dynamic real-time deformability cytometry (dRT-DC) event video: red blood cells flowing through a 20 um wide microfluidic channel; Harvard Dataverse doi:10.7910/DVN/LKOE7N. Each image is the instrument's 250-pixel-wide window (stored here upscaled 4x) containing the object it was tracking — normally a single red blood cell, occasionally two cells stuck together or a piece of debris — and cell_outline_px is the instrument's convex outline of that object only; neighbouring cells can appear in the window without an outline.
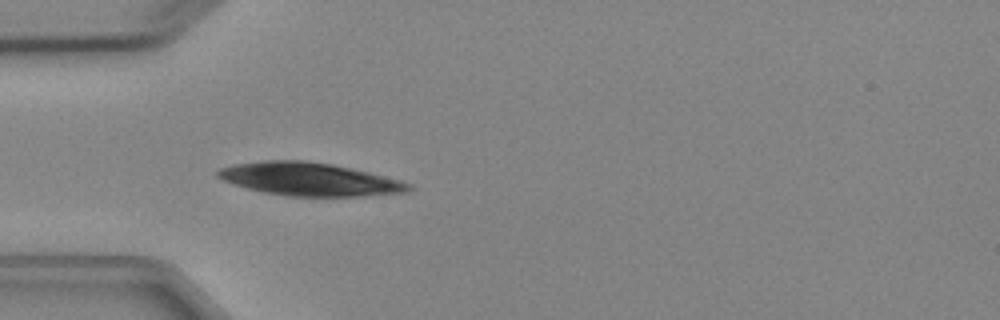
{"species": "Egyptian fruit bat (a non-hibernating species)", "species_latin": "Rousettus aegyptiacus", "temperature_condition": "cold", "stored_images_in_passage": 1, "camera_frame_rate_fps": 3000, "um_per_image_px": 0.085, "animal": {"sex": "female"}, "frame": {"image": 1, "passage_image": 1, "time_ms": 0.0, "image_size_px": [1000, 320], "cell_outline_px": [[412, 188], [408, 192], [364, 196], [288, 196], [264, 192], [232, 184], [216, 176], [216, 172], [220, 168], [232, 164], [264, 160], [308, 160], [332, 164], [352, 168], [400, 180], [412, 184]], "centroid_in_image_um": [26.29, 15.22], "position_along_channel_um": 58.7, "area_um2": 36.88}}